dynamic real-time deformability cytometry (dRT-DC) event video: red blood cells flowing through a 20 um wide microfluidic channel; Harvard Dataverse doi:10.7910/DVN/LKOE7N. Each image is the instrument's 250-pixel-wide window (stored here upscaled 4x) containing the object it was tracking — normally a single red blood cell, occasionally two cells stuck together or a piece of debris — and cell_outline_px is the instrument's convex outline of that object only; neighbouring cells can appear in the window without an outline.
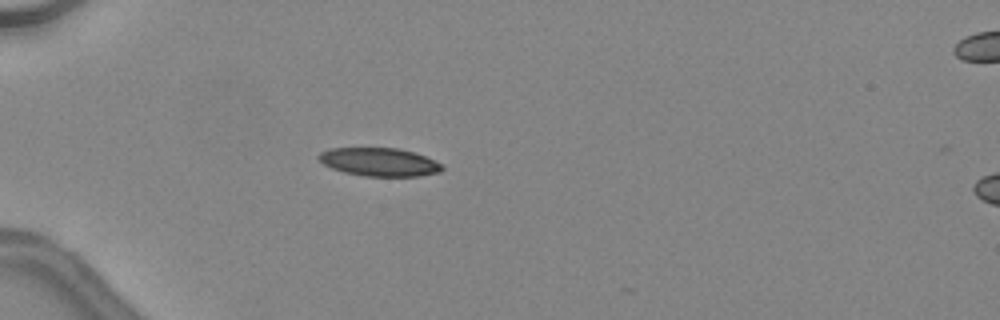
{"species": "common noctule bat (a hibernating species)", "species_latin": "Nyctalus noctula", "temperature_condition": "warm", "stored_images_in_passage": 2, "camera_frame_rate_fps": 3000, "um_per_image_px": 0.085, "animal": {"sex": "female", "body_mass_g": 24.6, "forearm_length_mm": 56.2}, "frame": {"image": 1, "passage_image": 1, "time_ms": 0.0, "image_size_px": [1000, 320], "cell_outline_px": [[444, 168], [440, 172], [420, 176], [364, 176], [344, 172], [332, 168], [324, 164], [316, 156], [320, 152], [332, 148], [400, 148], [416, 152], [444, 164]], "centroid_in_image_um": [32.29, 13.76], "position_along_channel_um": 52.7, "area_um2": 20.52}}